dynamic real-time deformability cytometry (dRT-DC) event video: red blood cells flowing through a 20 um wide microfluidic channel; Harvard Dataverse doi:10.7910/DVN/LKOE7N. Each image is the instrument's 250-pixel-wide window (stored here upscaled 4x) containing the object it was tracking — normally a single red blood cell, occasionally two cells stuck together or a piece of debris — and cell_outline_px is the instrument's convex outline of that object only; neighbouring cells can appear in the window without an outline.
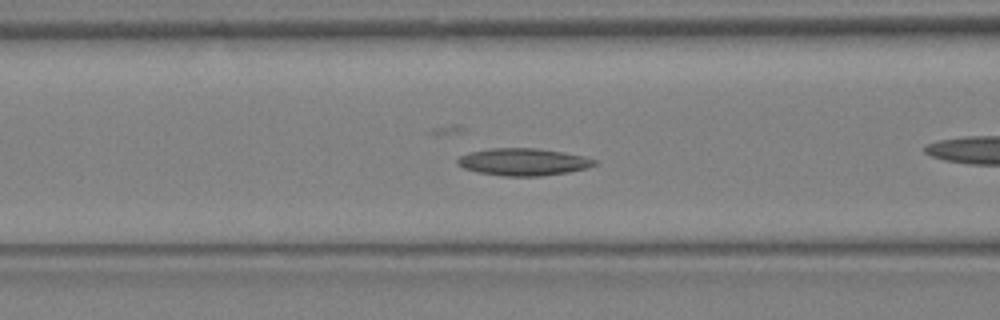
{"species": "Egyptian fruit bat (a non-hibernating species)", "species_latin": "Rousettus aegyptiacus", "temperature_condition": "warm", "stored_images_in_passage": 29, "camera_frame_rate_fps": 3000, "um_per_image_px": 0.085, "animal": {"sex": "female"}, "frame": {"image": 1, "passage_image": 9, "time_ms": 2.667, "image_size_px": [1000, 320], "cell_outline_px": [[596, 164], [584, 168], [568, 172], [540, 176], [504, 176], [480, 172], [464, 168], [456, 164], [456, 160], [460, 156], [468, 152], [488, 148], [536, 148], [564, 152], [584, 156], [596, 160]], "centroid_in_image_um": [44.44, 13.75], "position_along_channel_um": 122.2, "area_um2": 21.68}}
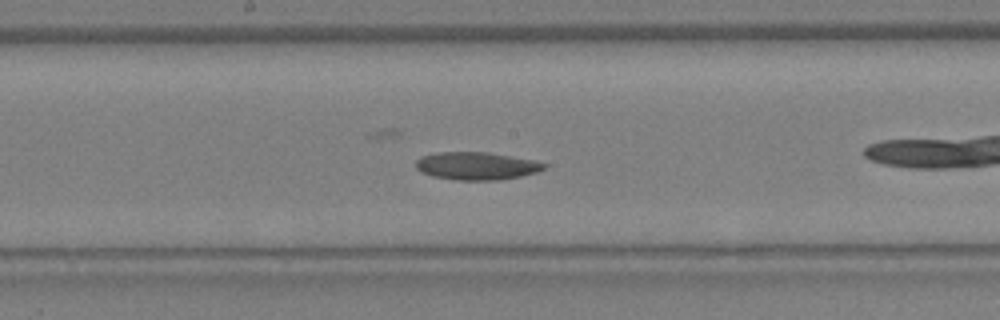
{"frame": {"image": 2, "passage_image": 13, "time_ms": 4.0, "image_size_px": [1000, 320], "cell_outline_px": [[548, 164], [544, 168], [536, 172], [520, 176], [500, 180], [456, 180], [432, 176], [420, 172], [416, 168], [416, 160], [420, 156], [440, 152], [488, 152], [532, 160]], "centroid_in_image_um": [40.46, 14.1], "position_along_channel_um": 207.7, "area_um2": 20.69}}
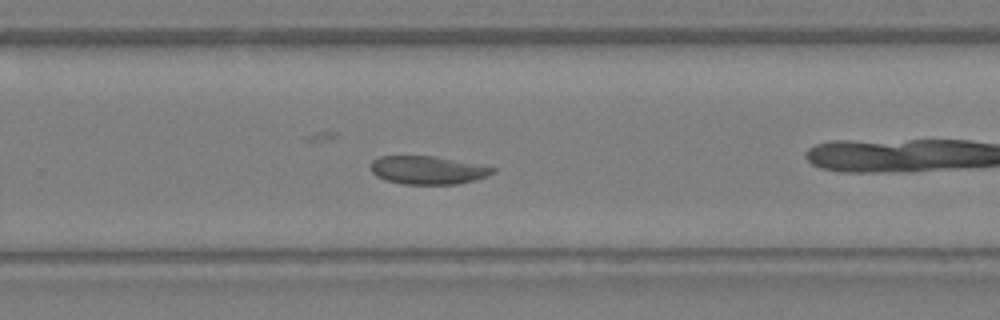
{"frame": {"image": 3, "passage_image": 17, "time_ms": 5.333, "image_size_px": [1000, 320], "cell_outline_px": [[496, 172], [488, 176], [476, 180], [456, 184], [404, 184], [384, 180], [376, 176], [372, 172], [372, 160], [380, 156], [432, 156], [496, 168]], "centroid_in_image_um": [36.35, 14.47], "position_along_channel_um": 293.5, "area_um2": 19.88}}